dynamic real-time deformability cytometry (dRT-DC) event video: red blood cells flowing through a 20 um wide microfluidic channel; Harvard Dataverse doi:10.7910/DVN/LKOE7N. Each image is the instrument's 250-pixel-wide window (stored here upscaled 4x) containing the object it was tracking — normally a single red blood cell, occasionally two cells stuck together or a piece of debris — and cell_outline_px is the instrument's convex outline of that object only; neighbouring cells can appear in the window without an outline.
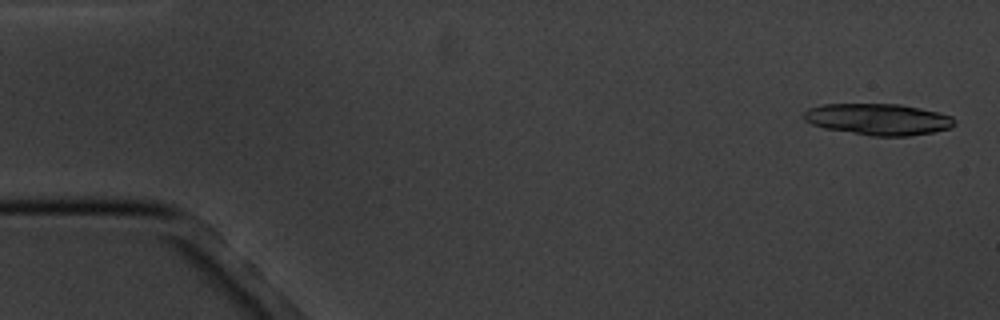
{"species": "common noctule bat (a hibernating species)", "species_latin": "Nyctalus noctula", "temperature_condition": "cold", "stored_images_in_passage": 4, "camera_frame_rate_fps": 3000, "um_per_image_px": 0.085, "animal": {"sex": "male", "body_mass_g": 20.1, "forearm_length_mm": 53.5}, "frame": {"image": 1, "passage_image": 1, "time_ms": 0.0, "image_size_px": [1000, 320], "cell_outline_px": [[956, 124], [952, 128], [932, 132], [908, 136], [872, 136], [824, 128], [812, 124], [804, 120], [804, 112], [808, 108], [820, 104], [900, 104], [920, 108], [952, 116], [956, 120]], "centroid_in_image_um": [74.66, 10.14], "position_along_channel_um": 10.3, "area_um2": 27.69}}